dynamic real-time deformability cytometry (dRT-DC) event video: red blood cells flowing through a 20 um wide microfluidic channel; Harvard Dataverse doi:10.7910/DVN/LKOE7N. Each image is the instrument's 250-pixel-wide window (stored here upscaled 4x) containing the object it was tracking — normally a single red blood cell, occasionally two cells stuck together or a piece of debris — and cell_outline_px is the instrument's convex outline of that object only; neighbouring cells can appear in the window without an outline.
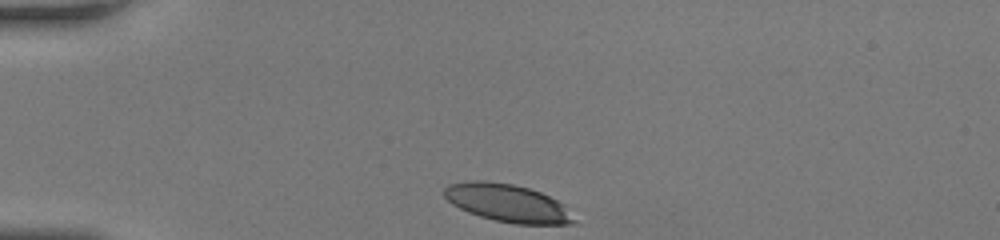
{"species": "human", "species_latin": "Homo sapiens", "temperature_condition": "room temperature", "stored_images_in_passage": 30, "camera_frame_rate_fps": 3000, "um_per_image_px": 0.085, "donor": {"sex": "female"}, "frame": {"image": 1, "passage_image": 1, "time_ms": 0.0, "image_size_px": [1000, 240], "cell_outline_px": [[580, 224], [516, 224], [496, 220], [480, 216], [468, 212], [452, 204], [444, 196], [444, 188], [448, 184], [472, 180], [480, 180], [512, 184], [528, 188], [540, 192], [564, 204]], "centroid_in_image_um": [43.17, 17.27], "position_along_channel_um": 41.8, "area_um2": 28.55}}
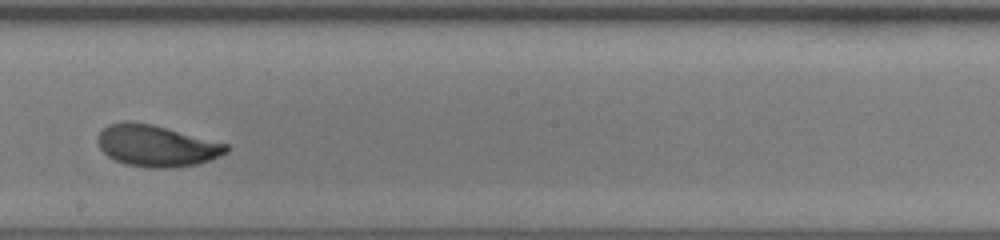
{"frame": {"image": 2, "passage_image": 18, "time_ms": 5.667, "image_size_px": [1000, 240], "cell_outline_px": [[228, 152], [208, 160], [196, 164], [168, 168], [148, 168], [128, 164], [116, 160], [108, 156], [100, 148], [96, 140], [100, 132], [108, 124], [152, 124], [228, 144]], "centroid_in_image_um": [13.32, 12.42], "position_along_channel_um": 234.9, "area_um2": 30.23}}
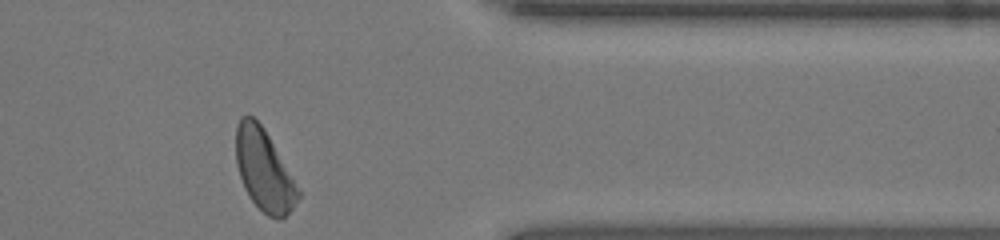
{"frame": {"image": 3, "passage_image": 30, "time_ms": 9.667, "image_size_px": [1000, 240], "cell_outline_px": [[300, 196], [292, 208], [280, 220], [276, 220], [268, 216], [248, 196], [244, 188], [236, 164], [236, 124], [240, 116], [252, 116], [264, 128], [300, 192]], "centroid_in_image_um": [22.41, 14.46], "position_along_channel_um": 389.0, "area_um2": 28.96}, "authors_computed_cell_mechanics": {"area_um2": 30.3161, "velocity_mm_per_s": 4.1725, "shape_relaxation_time_tau1_ms": 2.0482, "shape_relaxation_time_tau2_ms": 1.363, "deformation_change_tau1": 0.1366, "deformation_change_tau2": 0.0666}}